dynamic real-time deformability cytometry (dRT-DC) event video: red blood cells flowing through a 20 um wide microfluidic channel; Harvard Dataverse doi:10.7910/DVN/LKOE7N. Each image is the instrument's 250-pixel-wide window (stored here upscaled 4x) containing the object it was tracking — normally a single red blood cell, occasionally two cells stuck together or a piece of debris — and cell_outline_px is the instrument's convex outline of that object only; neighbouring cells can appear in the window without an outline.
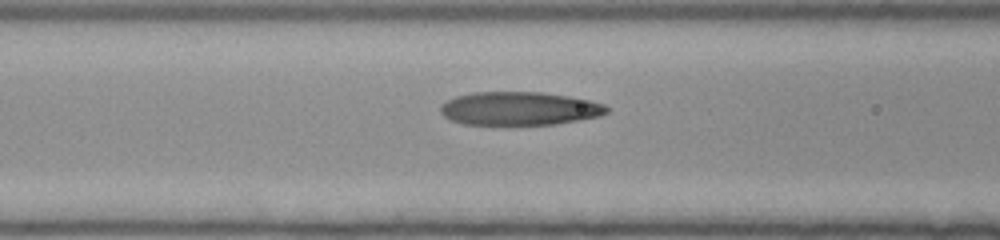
{"species": "human", "species_latin": "Homo sapiens", "temperature_condition": "room temperature", "stored_images_in_passage": 22, "camera_frame_rate_fps": 3000, "um_per_image_px": 0.085, "donor": {"sex": "female"}, "frame": {"image": 1, "passage_image": 17, "time_ms": 5.333, "image_size_px": [1000, 240], "cell_outline_px": [[608, 112], [600, 116], [580, 120], [556, 124], [464, 124], [452, 120], [444, 116], [440, 112], [440, 104], [456, 96], [472, 92], [544, 92], [568, 96], [588, 100], [604, 104], [608, 108]], "centroid_in_image_um": [44.14, 9.22], "position_along_channel_um": 122.5, "area_um2": 32.31}}
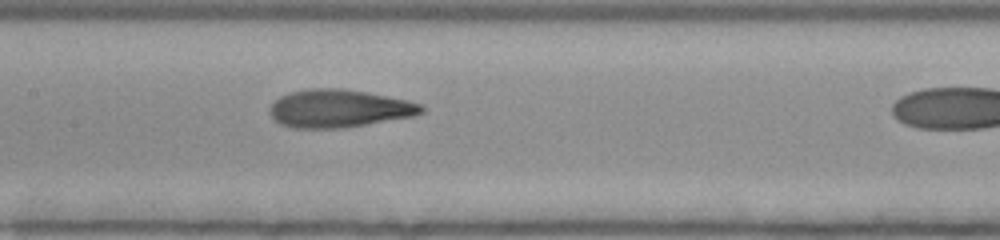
{"frame": {"image": 2, "passage_image": 21, "time_ms": 6.667, "image_size_px": [1000, 240], "cell_outline_px": [[424, 112], [416, 116], [344, 128], [292, 128], [280, 124], [268, 112], [268, 108], [280, 96], [292, 92], [308, 88], [340, 88], [368, 92], [408, 100], [424, 104]], "centroid_in_image_um": [28.85, 9.22], "position_along_channel_um": 178.5, "area_um2": 33.81}}